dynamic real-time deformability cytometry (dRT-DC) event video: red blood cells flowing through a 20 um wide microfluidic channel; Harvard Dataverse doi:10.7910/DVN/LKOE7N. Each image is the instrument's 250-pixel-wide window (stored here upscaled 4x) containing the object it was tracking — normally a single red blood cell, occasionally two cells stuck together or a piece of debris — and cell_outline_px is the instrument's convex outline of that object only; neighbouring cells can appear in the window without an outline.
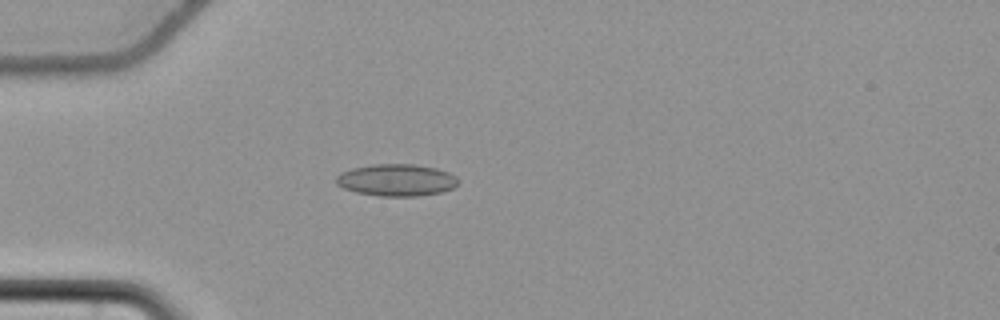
{"species": "common noctule bat (a hibernating species)", "species_latin": "Nyctalus noctula", "temperature_condition": "cold", "stored_images_in_passage": 47, "camera_frame_rate_fps": 3000, "um_per_image_px": 0.085, "animal": {"sex": "female", "body_mass_g": 22.7, "forearm_length_mm": 54.2}, "frame": {"image": 1, "passage_image": 7, "time_ms": 2.0, "image_size_px": [1000, 320], "cell_outline_px": [[460, 184], [452, 188], [440, 192], [416, 196], [380, 196], [356, 192], [344, 188], [336, 184], [336, 176], [340, 172], [352, 168], [372, 164], [416, 164], [436, 168], [448, 172], [456, 176], [460, 180]], "centroid_in_image_um": [33.71, 15.3], "position_along_channel_um": 51.3, "area_um2": 22.89}}
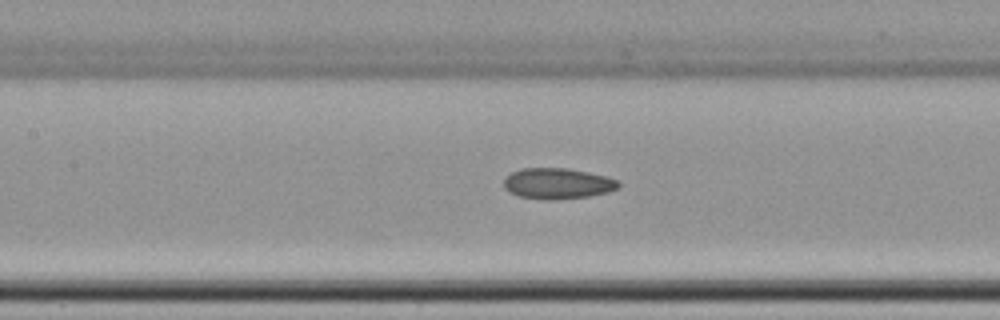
{"frame": {"image": 2, "passage_image": 17, "time_ms": 5.333, "image_size_px": [1000, 320], "cell_outline_px": [[620, 188], [608, 192], [588, 196], [552, 200], [544, 200], [516, 196], [504, 188], [504, 176], [520, 168], [568, 168], [608, 176], [620, 180]], "centroid_in_image_um": [47.4, 15.59], "position_along_channel_um": 160.0, "area_um2": 20.98}}
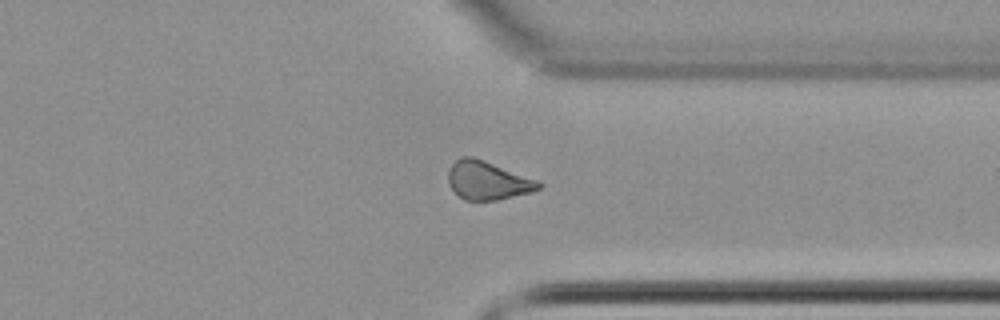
{"frame": {"image": 3, "passage_image": 34, "time_ms": 11.0, "image_size_px": [1000, 320], "cell_outline_px": [[544, 184], [540, 188], [532, 192], [496, 200], [464, 200], [448, 184], [448, 168], [460, 156], [472, 156], [484, 160], [540, 180]], "centroid_in_image_um": [41.48, 15.32], "position_along_channel_um": 369.9, "area_um2": 20.46}, "authors_computed_cell_mechanics": {"area_um2": 20.4612, "velocity_mm_per_s": 3.7161, "shape_relaxation_time_tau1_ms": null, "shape_relaxation_time_tau2_ms": 3.2423, "deformation_change_tau1": null, "deformation_change_tau2": 0.0796}}